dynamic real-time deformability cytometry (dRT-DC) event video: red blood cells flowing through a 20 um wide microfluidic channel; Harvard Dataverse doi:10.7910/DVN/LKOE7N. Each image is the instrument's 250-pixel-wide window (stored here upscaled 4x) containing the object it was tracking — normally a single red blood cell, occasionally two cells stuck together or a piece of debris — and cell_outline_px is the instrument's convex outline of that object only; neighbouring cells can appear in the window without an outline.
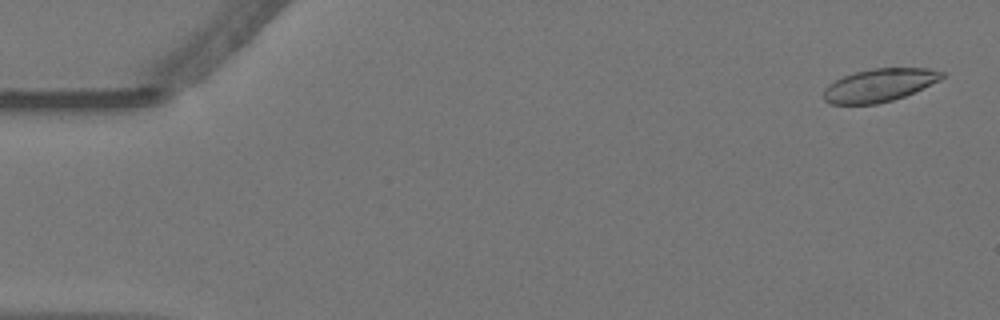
{"species": "Egyptian fruit bat (a non-hibernating species)", "species_latin": "Rousettus aegyptiacus", "temperature_condition": "warm", "stored_images_in_passage": 55, "camera_frame_rate_fps": 3000, "um_per_image_px": 0.085, "animal": {"sex": "female"}, "frame": {"image": 1, "passage_image": 2, "time_ms": 0.333, "image_size_px": [1000, 320], "cell_outline_px": [[944, 76], [940, 80], [904, 96], [892, 100], [876, 104], [828, 104], [824, 100], [824, 88], [828, 84], [844, 76], [856, 72], [872, 68], [928, 68], [944, 72]], "centroid_in_image_um": [74.72, 7.24], "position_along_channel_um": 10.3, "area_um2": 22.6}}
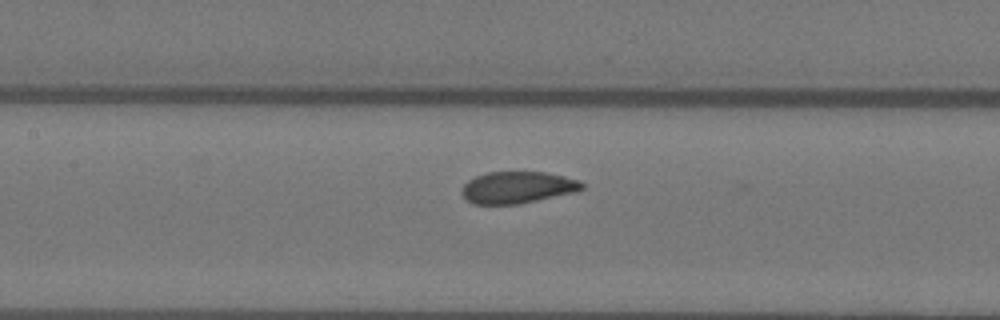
{"frame": {"image": 2, "passage_image": 26, "time_ms": 8.333, "image_size_px": [1000, 320], "cell_outline_px": [[584, 188], [576, 192], [520, 204], [472, 204], [464, 196], [464, 184], [468, 180], [476, 176], [488, 172], [544, 172], [564, 176], [580, 180], [584, 184]], "centroid_in_image_um": [44.04, 15.93], "position_along_channel_um": 163.4, "area_um2": 22.2}}
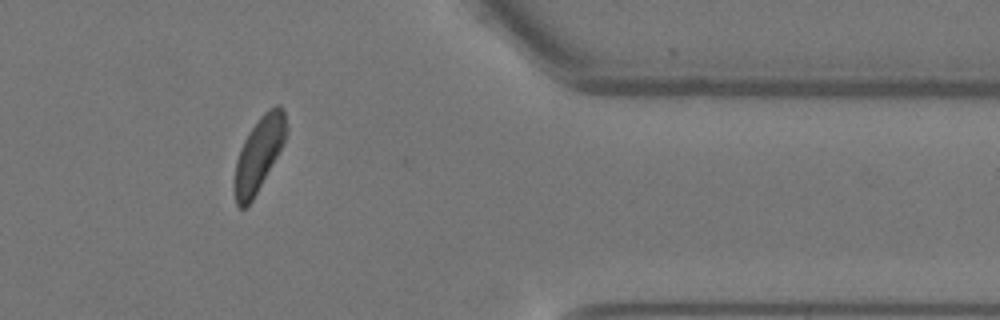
{"frame": {"image": 3, "passage_image": 47, "time_ms": 15.333, "image_size_px": [1000, 320], "cell_outline_px": [[288, 132], [276, 156], [252, 200], [244, 208], [240, 208], [236, 204], [232, 188], [236, 160], [240, 148], [248, 132], [260, 116], [268, 108], [276, 104], [280, 104], [284, 112], [288, 124]], "centroid_in_image_um": [21.97, 13.06], "position_along_channel_um": 389.4, "area_um2": 22.31}, "authors_computed_cell_mechanics": {"area_um2": 23.12, "velocity_mm_per_s": 3.5445, "shape_relaxation_time_tau1_ms": 4.6809, "shape_relaxation_time_tau2_ms": null, "deformation_change_tau1": 0.097, "deformation_change_tau2": null}}